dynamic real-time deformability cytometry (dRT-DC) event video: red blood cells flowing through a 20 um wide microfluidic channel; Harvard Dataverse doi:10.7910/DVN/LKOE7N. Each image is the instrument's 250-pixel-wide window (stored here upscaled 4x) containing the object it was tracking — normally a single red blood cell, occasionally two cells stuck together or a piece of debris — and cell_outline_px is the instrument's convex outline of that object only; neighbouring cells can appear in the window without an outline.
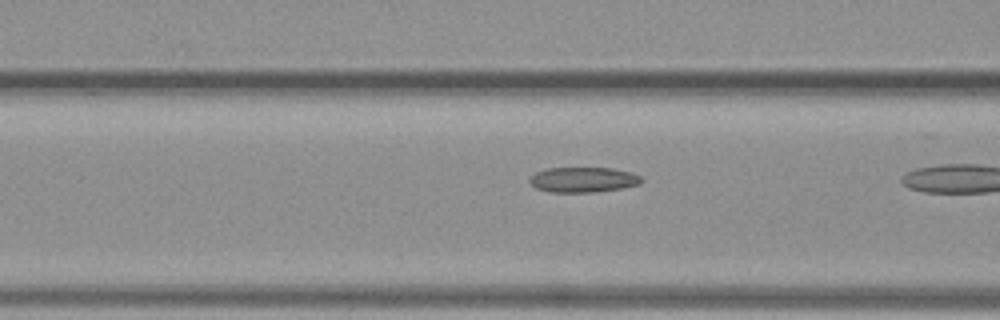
{"species": "common noctule bat (a hibernating species)", "species_latin": "Nyctalus noctula", "temperature_condition": "warm", "stored_images_in_passage": 11, "camera_frame_rate_fps": 3000, "um_per_image_px": 0.085, "animal": {"sex": "female", "body_mass_g": 19.3, "forearm_length_mm": 54.1}, "frame": {"image": 1, "passage_image": 6, "time_ms": 1.667, "image_size_px": [1000, 320], "cell_outline_px": [[644, 180], [640, 184], [620, 188], [592, 192], [548, 192], [536, 188], [528, 180], [536, 172], [548, 168], [612, 168], [632, 172], [640, 176]], "centroid_in_image_um": [49.58, 15.27], "position_along_channel_um": 117.0, "area_um2": 16.36}}
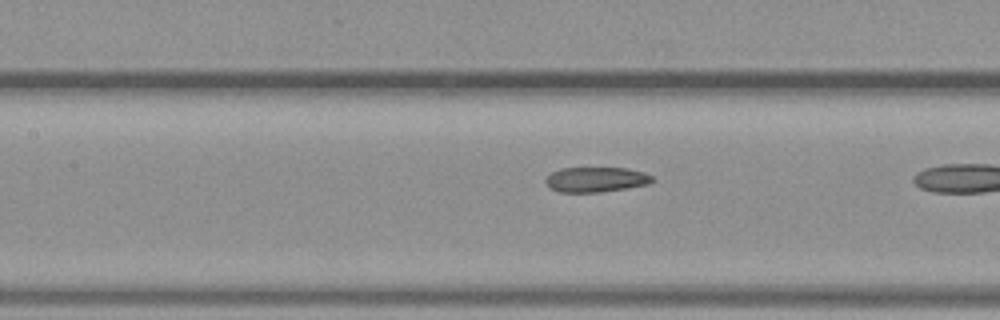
{"frame": {"image": 2, "passage_image": 9, "time_ms": 2.667, "image_size_px": [1000, 320], "cell_outline_px": [[652, 180], [648, 184], [600, 192], [560, 192], [552, 188], [544, 180], [552, 172], [560, 168], [628, 168], [644, 172], [652, 176]], "centroid_in_image_um": [50.65, 15.25], "position_along_channel_um": 156.7, "area_um2": 15.32}}